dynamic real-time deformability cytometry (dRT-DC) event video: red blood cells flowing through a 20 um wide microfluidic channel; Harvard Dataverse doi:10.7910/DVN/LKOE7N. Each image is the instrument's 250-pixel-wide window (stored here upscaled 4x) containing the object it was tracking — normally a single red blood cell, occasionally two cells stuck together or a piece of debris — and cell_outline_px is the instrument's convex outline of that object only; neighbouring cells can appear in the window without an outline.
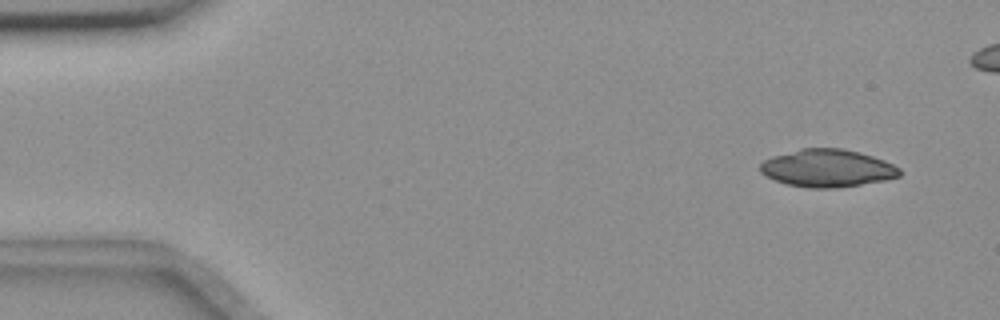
{"species": "common noctule bat (a hibernating species)", "species_latin": "Nyctalus noctula", "temperature_condition": "room temperature", "stored_images_in_passage": 7, "camera_frame_rate_fps": 3000, "um_per_image_px": 0.085, "animal": {"sex": "female", "body_mass_g": 18.4}, "frame": {"image": 1, "passage_image": 1, "time_ms": 0.0, "image_size_px": [1000, 320], "cell_outline_px": [[900, 176], [884, 180], [836, 188], [808, 188], [788, 184], [776, 180], [760, 172], [760, 164], [764, 160], [772, 156], [800, 148], [840, 148], [860, 152], [884, 160], [900, 168]], "centroid_in_image_um": [70.32, 14.29], "position_along_channel_um": 14.7, "area_um2": 30.4}}